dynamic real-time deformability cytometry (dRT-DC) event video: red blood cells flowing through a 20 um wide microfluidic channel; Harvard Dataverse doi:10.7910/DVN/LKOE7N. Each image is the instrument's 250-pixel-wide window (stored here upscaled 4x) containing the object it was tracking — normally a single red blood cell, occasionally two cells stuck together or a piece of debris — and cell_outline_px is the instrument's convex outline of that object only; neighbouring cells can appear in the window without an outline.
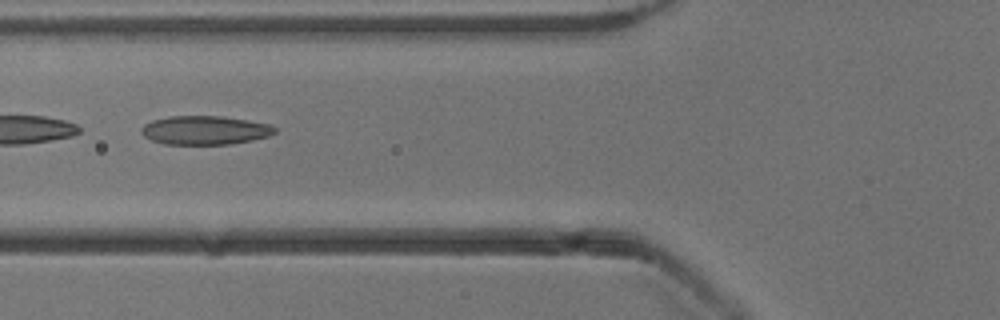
{"species": "common noctule bat (a hibernating species)", "species_latin": "Nyctalus noctula", "temperature_condition": "cold", "stored_images_in_passage": 37, "camera_frame_rate_fps": 3000, "um_per_image_px": 0.085, "animal": {"sex": "male", "body_mass_g": 13.3}, "frame": {"image": 1, "passage_image": 6, "time_ms": 1.667, "image_size_px": [1000, 320], "cell_outline_px": [[276, 132], [268, 136], [252, 140], [228, 144], [164, 144], [152, 140], [144, 136], [140, 132], [140, 128], [144, 124], [152, 120], [168, 116], [220, 116], [248, 120], [268, 124], [276, 128]], "centroid_in_image_um": [17.38, 11.06], "position_along_channel_um": 108.4, "area_um2": 22.37}, "authors_computed_cell_mechanics": {"area_um2": 22.253, "velocity_mm_per_s": 3.9157, "shape_relaxation_time_tau1_ms": 5.8457, "shape_relaxation_time_tau2_ms": 2.2894, "deformation_change_tau1": 0.1499, "deformation_change_tau2": 0.1091}}